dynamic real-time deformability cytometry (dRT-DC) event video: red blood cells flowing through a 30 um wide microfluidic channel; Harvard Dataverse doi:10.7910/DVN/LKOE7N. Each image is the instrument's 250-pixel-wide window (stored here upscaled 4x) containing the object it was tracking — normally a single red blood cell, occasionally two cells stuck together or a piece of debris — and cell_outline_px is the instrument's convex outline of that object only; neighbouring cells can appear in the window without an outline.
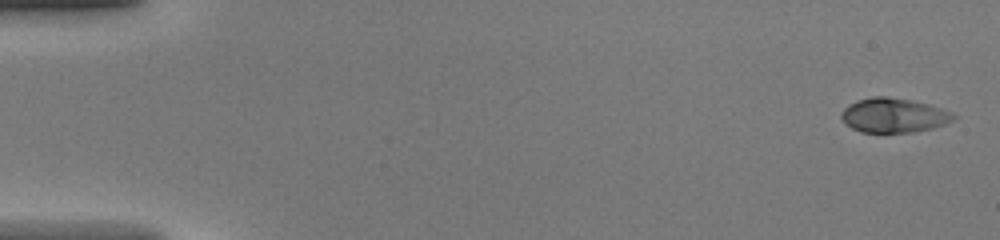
{"species": "common noctule bat (a hibernating species)", "species_latin": "Nyctalus noctula", "temperature_condition": "warm", "stored_images_in_passage": 47, "camera_frame_rate_fps": 3000, "um_per_image_px": 0.085, "animal": {"sex": "female", "body_mass_g": 20.0, "forearm_length_mm": 54.0}, "frame": {"image": 1, "passage_image": 1, "time_ms": 0.0, "image_size_px": [1000, 240], "cell_outline_px": [[960, 116], [944, 124], [932, 128], [912, 132], [860, 132], [844, 124], [840, 116], [840, 112], [848, 104], [856, 100], [872, 96], [884, 96], [908, 100], [928, 104], [952, 112]], "centroid_in_image_um": [75.92, 9.8], "position_along_channel_um": 9.1, "area_um2": 22.6}}
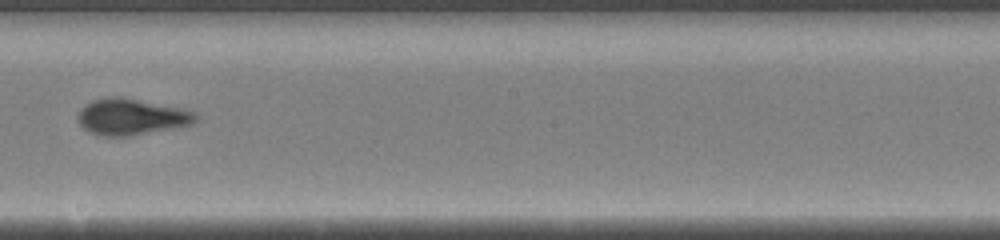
{"frame": {"image": 2, "passage_image": 27, "time_ms": 8.667, "image_size_px": [1000, 240], "cell_outline_px": [[200, 116], [192, 124], [172, 128], [128, 136], [100, 136], [88, 132], [80, 124], [76, 116], [80, 108], [84, 104], [92, 100], [112, 96], [116, 96], [196, 112]], "centroid_in_image_um": [11.09, 9.94], "position_along_channel_um": 237.1, "area_um2": 24.57}}
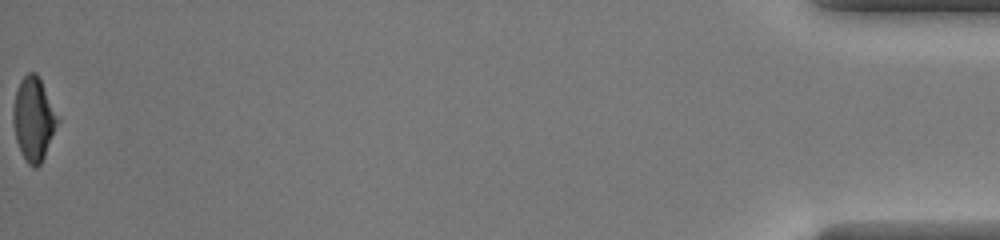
{"frame": {"image": 3, "passage_image": 47, "time_ms": 15.333, "image_size_px": [1000, 240], "cell_outline_px": [[60, 120], [44, 156], [40, 164], [36, 168], [32, 168], [28, 164], [16, 140], [12, 120], [12, 112], [16, 92], [20, 80], [28, 72], [36, 72]], "centroid_in_image_um": [2.85, 10.12], "position_along_channel_um": 432.4, "area_um2": 21.33}}